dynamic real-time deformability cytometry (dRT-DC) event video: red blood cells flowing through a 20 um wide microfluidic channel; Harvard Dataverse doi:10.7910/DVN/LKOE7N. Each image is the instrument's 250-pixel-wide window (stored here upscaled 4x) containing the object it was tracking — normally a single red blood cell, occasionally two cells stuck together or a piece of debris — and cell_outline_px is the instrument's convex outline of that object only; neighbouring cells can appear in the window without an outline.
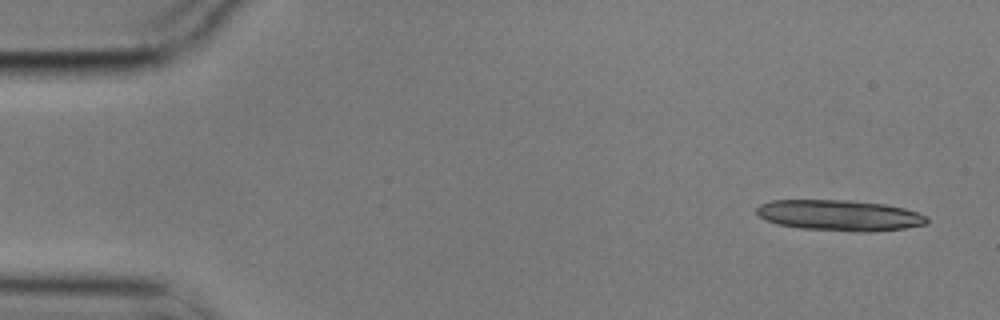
{"species": "common noctule bat (a hibernating species)", "species_latin": "Nyctalus noctula", "temperature_condition": "cold", "stored_images_in_passage": 6, "segment_of_instrument_passage": [1, 2], "camera_frame_rate_fps": 3000, "um_per_image_px": 0.085, "animal": {"sex": "male", "body_mass_g": 17.9}, "frame": {"image": 1, "passage_image": 1, "time_ms": 0.0, "image_size_px": [1000, 320], "cell_outline_px": [[928, 224], [904, 228], [872, 232], [856, 232], [800, 228], [776, 224], [760, 216], [756, 212], [756, 208], [760, 204], [772, 200], [852, 200], [884, 204], [904, 208], [928, 216]], "centroid_in_image_um": [71.38, 18.31], "position_along_channel_um": 13.6, "area_um2": 30.75}}